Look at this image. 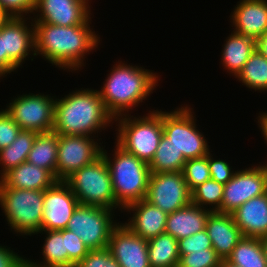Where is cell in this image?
I'll list each match as a JSON object with an SVG mask.
<instances>
[{
    "mask_svg": "<svg viewBox=\"0 0 267 267\" xmlns=\"http://www.w3.org/2000/svg\"><path fill=\"white\" fill-rule=\"evenodd\" d=\"M91 21L90 18L85 24L73 26L34 22L35 56L67 72L81 70L86 55L100 45V37L91 28Z\"/></svg>",
    "mask_w": 267,
    "mask_h": 267,
    "instance_id": "1",
    "label": "cell"
},
{
    "mask_svg": "<svg viewBox=\"0 0 267 267\" xmlns=\"http://www.w3.org/2000/svg\"><path fill=\"white\" fill-rule=\"evenodd\" d=\"M114 123V117L107 111L97 89H76L55 99L53 130L59 135L98 138V132L100 134Z\"/></svg>",
    "mask_w": 267,
    "mask_h": 267,
    "instance_id": "2",
    "label": "cell"
},
{
    "mask_svg": "<svg viewBox=\"0 0 267 267\" xmlns=\"http://www.w3.org/2000/svg\"><path fill=\"white\" fill-rule=\"evenodd\" d=\"M115 63L101 90H98L107 111L114 119L129 114L143 100H147L160 81L159 74L153 70L120 60Z\"/></svg>",
    "mask_w": 267,
    "mask_h": 267,
    "instance_id": "3",
    "label": "cell"
},
{
    "mask_svg": "<svg viewBox=\"0 0 267 267\" xmlns=\"http://www.w3.org/2000/svg\"><path fill=\"white\" fill-rule=\"evenodd\" d=\"M110 157L105 145L102 147L103 155L112 179L116 210L122 211L130 204L146 198L150 168L148 163L126 152L116 143Z\"/></svg>",
    "mask_w": 267,
    "mask_h": 267,
    "instance_id": "4",
    "label": "cell"
},
{
    "mask_svg": "<svg viewBox=\"0 0 267 267\" xmlns=\"http://www.w3.org/2000/svg\"><path fill=\"white\" fill-rule=\"evenodd\" d=\"M114 122L118 126L114 143L149 164L163 136L162 110H149L139 117L122 115Z\"/></svg>",
    "mask_w": 267,
    "mask_h": 267,
    "instance_id": "5",
    "label": "cell"
},
{
    "mask_svg": "<svg viewBox=\"0 0 267 267\" xmlns=\"http://www.w3.org/2000/svg\"><path fill=\"white\" fill-rule=\"evenodd\" d=\"M0 207L13 233L26 238L42 230L44 191L6 187L0 181Z\"/></svg>",
    "mask_w": 267,
    "mask_h": 267,
    "instance_id": "6",
    "label": "cell"
},
{
    "mask_svg": "<svg viewBox=\"0 0 267 267\" xmlns=\"http://www.w3.org/2000/svg\"><path fill=\"white\" fill-rule=\"evenodd\" d=\"M65 182L81 205L116 211L112 179L102 154L92 163L73 173Z\"/></svg>",
    "mask_w": 267,
    "mask_h": 267,
    "instance_id": "7",
    "label": "cell"
},
{
    "mask_svg": "<svg viewBox=\"0 0 267 267\" xmlns=\"http://www.w3.org/2000/svg\"><path fill=\"white\" fill-rule=\"evenodd\" d=\"M189 106L186 104L173 111H162L163 133L186 160L201 158L210 153L206 136L198 130L193 108Z\"/></svg>",
    "mask_w": 267,
    "mask_h": 267,
    "instance_id": "8",
    "label": "cell"
},
{
    "mask_svg": "<svg viewBox=\"0 0 267 267\" xmlns=\"http://www.w3.org/2000/svg\"><path fill=\"white\" fill-rule=\"evenodd\" d=\"M113 211L115 210L79 204L66 229L80 237L89 249L105 248L112 230L119 224L114 220Z\"/></svg>",
    "mask_w": 267,
    "mask_h": 267,
    "instance_id": "9",
    "label": "cell"
},
{
    "mask_svg": "<svg viewBox=\"0 0 267 267\" xmlns=\"http://www.w3.org/2000/svg\"><path fill=\"white\" fill-rule=\"evenodd\" d=\"M55 99L49 94H22L6 104L4 110L21 130L48 132L54 126Z\"/></svg>",
    "mask_w": 267,
    "mask_h": 267,
    "instance_id": "10",
    "label": "cell"
},
{
    "mask_svg": "<svg viewBox=\"0 0 267 267\" xmlns=\"http://www.w3.org/2000/svg\"><path fill=\"white\" fill-rule=\"evenodd\" d=\"M94 138L58 134L57 181H65L73 173L92 163L101 155L102 143H100V139H97L98 143Z\"/></svg>",
    "mask_w": 267,
    "mask_h": 267,
    "instance_id": "11",
    "label": "cell"
},
{
    "mask_svg": "<svg viewBox=\"0 0 267 267\" xmlns=\"http://www.w3.org/2000/svg\"><path fill=\"white\" fill-rule=\"evenodd\" d=\"M2 46L6 54V76L16 72L30 55L35 57L33 17H11L2 26Z\"/></svg>",
    "mask_w": 267,
    "mask_h": 267,
    "instance_id": "12",
    "label": "cell"
},
{
    "mask_svg": "<svg viewBox=\"0 0 267 267\" xmlns=\"http://www.w3.org/2000/svg\"><path fill=\"white\" fill-rule=\"evenodd\" d=\"M267 192V165L238 169L224 184L221 213L231 214L248 200Z\"/></svg>",
    "mask_w": 267,
    "mask_h": 267,
    "instance_id": "13",
    "label": "cell"
},
{
    "mask_svg": "<svg viewBox=\"0 0 267 267\" xmlns=\"http://www.w3.org/2000/svg\"><path fill=\"white\" fill-rule=\"evenodd\" d=\"M145 199L170 214L191 203V192L182 172L151 173Z\"/></svg>",
    "mask_w": 267,
    "mask_h": 267,
    "instance_id": "14",
    "label": "cell"
},
{
    "mask_svg": "<svg viewBox=\"0 0 267 267\" xmlns=\"http://www.w3.org/2000/svg\"><path fill=\"white\" fill-rule=\"evenodd\" d=\"M80 203L65 181H56L44 190L42 230L66 229Z\"/></svg>",
    "mask_w": 267,
    "mask_h": 267,
    "instance_id": "15",
    "label": "cell"
},
{
    "mask_svg": "<svg viewBox=\"0 0 267 267\" xmlns=\"http://www.w3.org/2000/svg\"><path fill=\"white\" fill-rule=\"evenodd\" d=\"M34 13L33 22L58 26L82 25L92 15L91 6L83 0H36Z\"/></svg>",
    "mask_w": 267,
    "mask_h": 267,
    "instance_id": "16",
    "label": "cell"
},
{
    "mask_svg": "<svg viewBox=\"0 0 267 267\" xmlns=\"http://www.w3.org/2000/svg\"><path fill=\"white\" fill-rule=\"evenodd\" d=\"M107 247L121 267H150L148 240L134 234L124 222L112 230Z\"/></svg>",
    "mask_w": 267,
    "mask_h": 267,
    "instance_id": "17",
    "label": "cell"
},
{
    "mask_svg": "<svg viewBox=\"0 0 267 267\" xmlns=\"http://www.w3.org/2000/svg\"><path fill=\"white\" fill-rule=\"evenodd\" d=\"M229 17L234 32L256 40L267 31V0H240Z\"/></svg>",
    "mask_w": 267,
    "mask_h": 267,
    "instance_id": "18",
    "label": "cell"
},
{
    "mask_svg": "<svg viewBox=\"0 0 267 267\" xmlns=\"http://www.w3.org/2000/svg\"><path fill=\"white\" fill-rule=\"evenodd\" d=\"M125 211L133 214L124 224L141 238L150 240L165 232L168 214L146 199L128 205Z\"/></svg>",
    "mask_w": 267,
    "mask_h": 267,
    "instance_id": "19",
    "label": "cell"
},
{
    "mask_svg": "<svg viewBox=\"0 0 267 267\" xmlns=\"http://www.w3.org/2000/svg\"><path fill=\"white\" fill-rule=\"evenodd\" d=\"M205 229L213 249L221 259H227L243 237L232 214L211 212L207 218Z\"/></svg>",
    "mask_w": 267,
    "mask_h": 267,
    "instance_id": "20",
    "label": "cell"
},
{
    "mask_svg": "<svg viewBox=\"0 0 267 267\" xmlns=\"http://www.w3.org/2000/svg\"><path fill=\"white\" fill-rule=\"evenodd\" d=\"M243 237L267 235V192L254 197L231 213Z\"/></svg>",
    "mask_w": 267,
    "mask_h": 267,
    "instance_id": "21",
    "label": "cell"
},
{
    "mask_svg": "<svg viewBox=\"0 0 267 267\" xmlns=\"http://www.w3.org/2000/svg\"><path fill=\"white\" fill-rule=\"evenodd\" d=\"M211 211L202 209L198 205H189L168 214L165 233L180 240L206 228V221Z\"/></svg>",
    "mask_w": 267,
    "mask_h": 267,
    "instance_id": "22",
    "label": "cell"
},
{
    "mask_svg": "<svg viewBox=\"0 0 267 267\" xmlns=\"http://www.w3.org/2000/svg\"><path fill=\"white\" fill-rule=\"evenodd\" d=\"M0 181L6 187L44 191L51 187L57 179L48 170L25 161L6 172Z\"/></svg>",
    "mask_w": 267,
    "mask_h": 267,
    "instance_id": "23",
    "label": "cell"
},
{
    "mask_svg": "<svg viewBox=\"0 0 267 267\" xmlns=\"http://www.w3.org/2000/svg\"><path fill=\"white\" fill-rule=\"evenodd\" d=\"M221 52V64L235 78L254 52L255 40L234 31L226 38Z\"/></svg>",
    "mask_w": 267,
    "mask_h": 267,
    "instance_id": "24",
    "label": "cell"
},
{
    "mask_svg": "<svg viewBox=\"0 0 267 267\" xmlns=\"http://www.w3.org/2000/svg\"><path fill=\"white\" fill-rule=\"evenodd\" d=\"M45 234L42 246L43 260L34 262L26 258V267H68L65 237L58 230H40L34 235Z\"/></svg>",
    "mask_w": 267,
    "mask_h": 267,
    "instance_id": "25",
    "label": "cell"
},
{
    "mask_svg": "<svg viewBox=\"0 0 267 267\" xmlns=\"http://www.w3.org/2000/svg\"><path fill=\"white\" fill-rule=\"evenodd\" d=\"M57 153L58 133L54 130L38 133L26 161L48 170L56 178Z\"/></svg>",
    "mask_w": 267,
    "mask_h": 267,
    "instance_id": "26",
    "label": "cell"
},
{
    "mask_svg": "<svg viewBox=\"0 0 267 267\" xmlns=\"http://www.w3.org/2000/svg\"><path fill=\"white\" fill-rule=\"evenodd\" d=\"M148 258L150 267H178V240L165 232L148 240Z\"/></svg>",
    "mask_w": 267,
    "mask_h": 267,
    "instance_id": "27",
    "label": "cell"
},
{
    "mask_svg": "<svg viewBox=\"0 0 267 267\" xmlns=\"http://www.w3.org/2000/svg\"><path fill=\"white\" fill-rule=\"evenodd\" d=\"M38 133L21 130L17 138L6 148L0 150V178L10 169L19 166L27 160Z\"/></svg>",
    "mask_w": 267,
    "mask_h": 267,
    "instance_id": "28",
    "label": "cell"
},
{
    "mask_svg": "<svg viewBox=\"0 0 267 267\" xmlns=\"http://www.w3.org/2000/svg\"><path fill=\"white\" fill-rule=\"evenodd\" d=\"M227 260L239 267H267L260 238L242 237Z\"/></svg>",
    "mask_w": 267,
    "mask_h": 267,
    "instance_id": "29",
    "label": "cell"
},
{
    "mask_svg": "<svg viewBox=\"0 0 267 267\" xmlns=\"http://www.w3.org/2000/svg\"><path fill=\"white\" fill-rule=\"evenodd\" d=\"M185 162L182 152L163 133L157 151L148 165L151 173L182 172Z\"/></svg>",
    "mask_w": 267,
    "mask_h": 267,
    "instance_id": "30",
    "label": "cell"
},
{
    "mask_svg": "<svg viewBox=\"0 0 267 267\" xmlns=\"http://www.w3.org/2000/svg\"><path fill=\"white\" fill-rule=\"evenodd\" d=\"M236 78L250 90L267 91V58L255 49Z\"/></svg>",
    "mask_w": 267,
    "mask_h": 267,
    "instance_id": "31",
    "label": "cell"
},
{
    "mask_svg": "<svg viewBox=\"0 0 267 267\" xmlns=\"http://www.w3.org/2000/svg\"><path fill=\"white\" fill-rule=\"evenodd\" d=\"M223 190L224 184L213 179L206 180L191 192V203L202 209L221 213Z\"/></svg>",
    "mask_w": 267,
    "mask_h": 267,
    "instance_id": "32",
    "label": "cell"
},
{
    "mask_svg": "<svg viewBox=\"0 0 267 267\" xmlns=\"http://www.w3.org/2000/svg\"><path fill=\"white\" fill-rule=\"evenodd\" d=\"M182 173L190 192L206 180L211 179L208 154L201 158L186 160Z\"/></svg>",
    "mask_w": 267,
    "mask_h": 267,
    "instance_id": "33",
    "label": "cell"
},
{
    "mask_svg": "<svg viewBox=\"0 0 267 267\" xmlns=\"http://www.w3.org/2000/svg\"><path fill=\"white\" fill-rule=\"evenodd\" d=\"M221 258L213 248L180 255L178 267H218Z\"/></svg>",
    "mask_w": 267,
    "mask_h": 267,
    "instance_id": "34",
    "label": "cell"
},
{
    "mask_svg": "<svg viewBox=\"0 0 267 267\" xmlns=\"http://www.w3.org/2000/svg\"><path fill=\"white\" fill-rule=\"evenodd\" d=\"M58 231L65 237L66 250L68 251V267H75L87 255L89 248L72 231L67 229Z\"/></svg>",
    "mask_w": 267,
    "mask_h": 267,
    "instance_id": "35",
    "label": "cell"
},
{
    "mask_svg": "<svg viewBox=\"0 0 267 267\" xmlns=\"http://www.w3.org/2000/svg\"><path fill=\"white\" fill-rule=\"evenodd\" d=\"M75 267H121L108 247L89 249L87 255Z\"/></svg>",
    "mask_w": 267,
    "mask_h": 267,
    "instance_id": "36",
    "label": "cell"
},
{
    "mask_svg": "<svg viewBox=\"0 0 267 267\" xmlns=\"http://www.w3.org/2000/svg\"><path fill=\"white\" fill-rule=\"evenodd\" d=\"M179 255H186L191 251H204V249L213 248L207 230L195 233L186 238L178 240Z\"/></svg>",
    "mask_w": 267,
    "mask_h": 267,
    "instance_id": "37",
    "label": "cell"
},
{
    "mask_svg": "<svg viewBox=\"0 0 267 267\" xmlns=\"http://www.w3.org/2000/svg\"><path fill=\"white\" fill-rule=\"evenodd\" d=\"M21 128L6 113L4 109L0 110V150L9 146L16 138Z\"/></svg>",
    "mask_w": 267,
    "mask_h": 267,
    "instance_id": "38",
    "label": "cell"
},
{
    "mask_svg": "<svg viewBox=\"0 0 267 267\" xmlns=\"http://www.w3.org/2000/svg\"><path fill=\"white\" fill-rule=\"evenodd\" d=\"M208 165L211 179L218 183H228L237 170H233L231 164L221 159H216L211 153L208 154Z\"/></svg>",
    "mask_w": 267,
    "mask_h": 267,
    "instance_id": "39",
    "label": "cell"
},
{
    "mask_svg": "<svg viewBox=\"0 0 267 267\" xmlns=\"http://www.w3.org/2000/svg\"><path fill=\"white\" fill-rule=\"evenodd\" d=\"M35 4L36 0H0V5L11 17L29 18L34 14Z\"/></svg>",
    "mask_w": 267,
    "mask_h": 267,
    "instance_id": "40",
    "label": "cell"
},
{
    "mask_svg": "<svg viewBox=\"0 0 267 267\" xmlns=\"http://www.w3.org/2000/svg\"><path fill=\"white\" fill-rule=\"evenodd\" d=\"M11 247L0 245V267H26V257Z\"/></svg>",
    "mask_w": 267,
    "mask_h": 267,
    "instance_id": "41",
    "label": "cell"
},
{
    "mask_svg": "<svg viewBox=\"0 0 267 267\" xmlns=\"http://www.w3.org/2000/svg\"><path fill=\"white\" fill-rule=\"evenodd\" d=\"M257 123L259 125V129L261 131L262 137H264V140L267 145V112L259 113L257 116ZM267 165V163L265 162Z\"/></svg>",
    "mask_w": 267,
    "mask_h": 267,
    "instance_id": "42",
    "label": "cell"
},
{
    "mask_svg": "<svg viewBox=\"0 0 267 267\" xmlns=\"http://www.w3.org/2000/svg\"><path fill=\"white\" fill-rule=\"evenodd\" d=\"M255 48L267 58V31L255 40Z\"/></svg>",
    "mask_w": 267,
    "mask_h": 267,
    "instance_id": "43",
    "label": "cell"
},
{
    "mask_svg": "<svg viewBox=\"0 0 267 267\" xmlns=\"http://www.w3.org/2000/svg\"><path fill=\"white\" fill-rule=\"evenodd\" d=\"M6 77V54H3L2 27L0 28V79Z\"/></svg>",
    "mask_w": 267,
    "mask_h": 267,
    "instance_id": "44",
    "label": "cell"
},
{
    "mask_svg": "<svg viewBox=\"0 0 267 267\" xmlns=\"http://www.w3.org/2000/svg\"><path fill=\"white\" fill-rule=\"evenodd\" d=\"M11 18V16L0 5V28Z\"/></svg>",
    "mask_w": 267,
    "mask_h": 267,
    "instance_id": "45",
    "label": "cell"
},
{
    "mask_svg": "<svg viewBox=\"0 0 267 267\" xmlns=\"http://www.w3.org/2000/svg\"><path fill=\"white\" fill-rule=\"evenodd\" d=\"M218 267H239V266L232 264L227 259H221Z\"/></svg>",
    "mask_w": 267,
    "mask_h": 267,
    "instance_id": "46",
    "label": "cell"
},
{
    "mask_svg": "<svg viewBox=\"0 0 267 267\" xmlns=\"http://www.w3.org/2000/svg\"><path fill=\"white\" fill-rule=\"evenodd\" d=\"M260 240H261V243H262V246H263V249H264V253H265V257H266V260H267V235L263 236L262 238H260Z\"/></svg>",
    "mask_w": 267,
    "mask_h": 267,
    "instance_id": "47",
    "label": "cell"
},
{
    "mask_svg": "<svg viewBox=\"0 0 267 267\" xmlns=\"http://www.w3.org/2000/svg\"><path fill=\"white\" fill-rule=\"evenodd\" d=\"M84 2H86L88 5H89V3H90V5H91V2H89V0H83ZM91 1V0H90Z\"/></svg>",
    "mask_w": 267,
    "mask_h": 267,
    "instance_id": "48",
    "label": "cell"
}]
</instances>
